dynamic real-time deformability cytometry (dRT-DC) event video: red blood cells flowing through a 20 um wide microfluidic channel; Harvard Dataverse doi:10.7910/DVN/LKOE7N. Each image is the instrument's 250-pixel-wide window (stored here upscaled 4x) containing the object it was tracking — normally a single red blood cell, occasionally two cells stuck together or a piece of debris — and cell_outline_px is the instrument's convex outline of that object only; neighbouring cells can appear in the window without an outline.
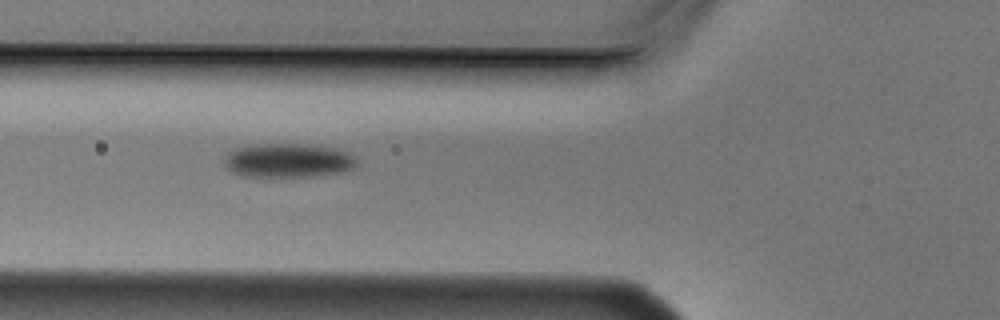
{"species": "Egyptian fruit bat (a non-hibernating species)", "species_latin": "Rousettus aegyptiacus", "temperature_condition": "cold", "stored_images_in_passage": 12, "camera_frame_rate_fps": 3000, "um_per_image_px": 0.085, "animal": {"sex": "male"}, "frame": {"image": 1, "passage_image": 3, "time_ms": 0.667, "image_size_px": [1000, 320], "cell_outline_px": [[360, 164], [356, 168], [344, 172], [312, 176], [244, 176], [232, 172], [224, 164], [224, 160], [236, 148], [260, 144], [304, 144], [332, 148], [348, 152]], "centroid_in_image_um": [24.56, 13.65], "position_along_channel_um": 101.2, "area_um2": 26.01}}
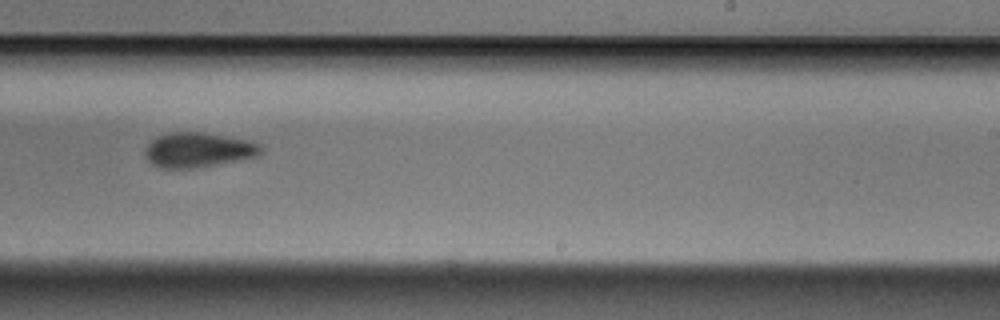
{"frame": {"image": 2, "passage_image": 7, "time_ms": 2.0, "image_size_px": [1000, 320], "cell_outline_px": [[264, 152], [256, 156], [200, 168], [160, 168], [152, 164], [144, 156], [144, 148], [156, 136], [168, 132], [200, 132], [248, 140], [260, 144], [264, 148]], "centroid_in_image_um": [16.82, 12.75], "position_along_channel_um": 272.2, "area_um2": 23.7}}
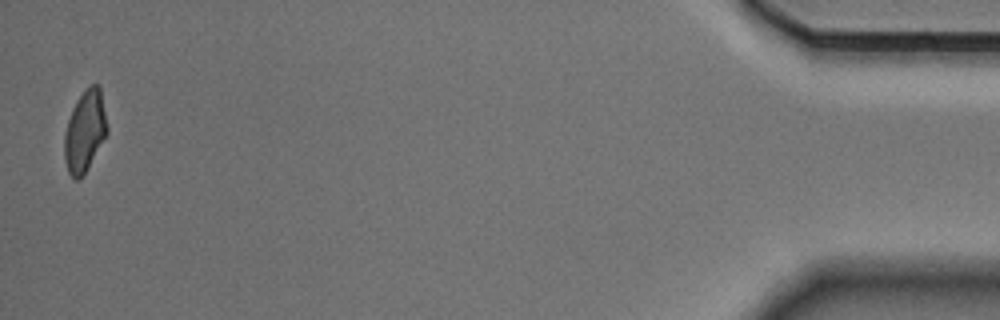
{"frame": {"image": 3, "passage_image": 12, "time_ms": 3.667, "image_size_px": [1000, 320], "cell_outline_px": [[108, 132], [80, 180], [72, 180], [68, 172], [64, 160], [64, 136], [68, 120], [76, 100], [92, 84], [100, 84], [108, 128]], "centroid_in_image_um": [7.21, 11.17], "position_along_channel_um": 428.0, "area_um2": 20.17}}